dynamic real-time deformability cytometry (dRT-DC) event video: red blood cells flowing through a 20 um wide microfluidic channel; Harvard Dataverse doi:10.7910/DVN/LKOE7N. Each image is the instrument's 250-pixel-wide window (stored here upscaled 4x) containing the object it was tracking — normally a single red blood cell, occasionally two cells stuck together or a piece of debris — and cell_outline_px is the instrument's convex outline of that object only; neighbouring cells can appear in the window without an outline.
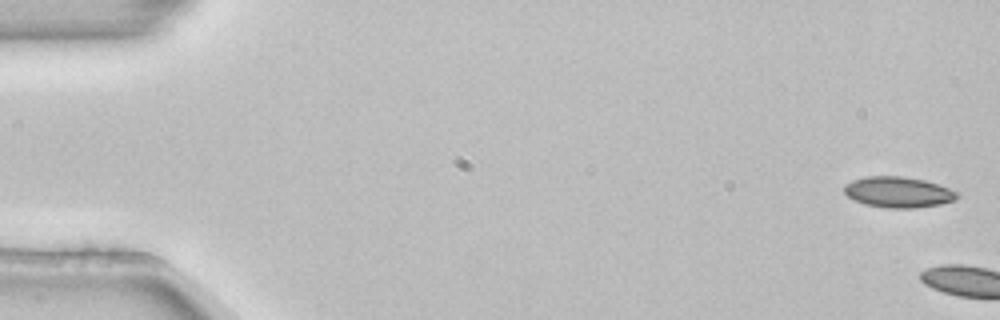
{"species": "common noctule bat (a hibernating species)", "species_latin": "Nyctalus noctula", "temperature_condition": "room temperature", "stored_images_in_passage": 5, "camera_frame_rate_fps": 3000, "um_per_image_px": 0.085, "animal": {"sex": "female", "body_mass_g": 22.7, "forearm_length_mm": 54.2}, "frame": {"image": 1, "passage_image": 1, "time_ms": 0.0, "image_size_px": [1000, 320], "cell_outline_px": [[960, 192], [956, 200], [940, 204], [912, 208], [888, 208], [864, 204], [848, 196], [844, 192], [844, 184], [852, 180], [868, 176], [904, 176], [924, 180]], "centroid_in_image_um": [76.35, 16.33], "position_along_channel_um": 8.6, "area_um2": 20.23}}